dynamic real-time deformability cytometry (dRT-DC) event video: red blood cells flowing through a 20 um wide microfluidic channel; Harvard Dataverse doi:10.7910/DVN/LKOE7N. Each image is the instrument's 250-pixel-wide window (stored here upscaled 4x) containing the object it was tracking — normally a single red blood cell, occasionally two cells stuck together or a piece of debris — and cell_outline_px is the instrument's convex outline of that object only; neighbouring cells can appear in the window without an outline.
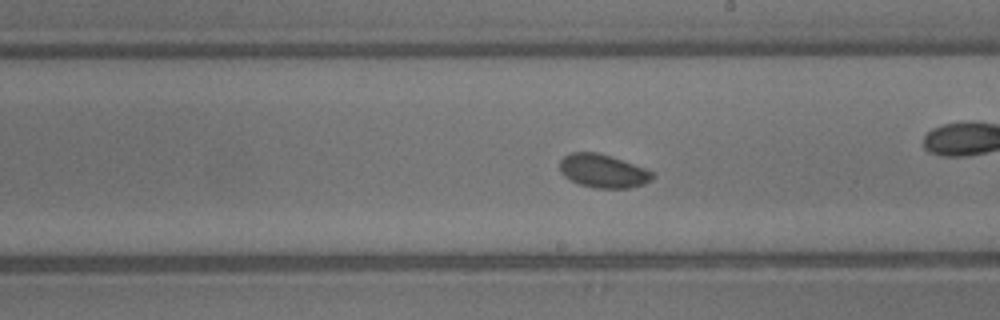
{"species": "common noctule bat (a hibernating species)", "species_latin": "Nyctalus noctula", "temperature_condition": "warm", "stored_images_in_passage": 53, "camera_frame_rate_fps": 3000, "um_per_image_px": 0.085, "animal": {"sex": "male", "body_mass_g": 13.3}, "frame": {"image": 1, "passage_image": 31, "time_ms": 10.0, "image_size_px": [1000, 320], "cell_outline_px": [[656, 176], [644, 184], [628, 188], [596, 188], [580, 184], [564, 176], [560, 172], [560, 160], [564, 156], [572, 152], [596, 152], [644, 168], [652, 172]], "centroid_in_image_um": [51.24, 14.54], "position_along_channel_um": 237.8, "area_um2": 17.74}, "authors_computed_cell_mechanics": {"area_um2": 18.2648, "velocity_mm_per_s": 4.0725, "shape_relaxation_time_tau1_ms": 1.2662, "shape_relaxation_time_tau2_ms": null, "deformation_change_tau1": 0.0481, "deformation_change_tau2": null}}